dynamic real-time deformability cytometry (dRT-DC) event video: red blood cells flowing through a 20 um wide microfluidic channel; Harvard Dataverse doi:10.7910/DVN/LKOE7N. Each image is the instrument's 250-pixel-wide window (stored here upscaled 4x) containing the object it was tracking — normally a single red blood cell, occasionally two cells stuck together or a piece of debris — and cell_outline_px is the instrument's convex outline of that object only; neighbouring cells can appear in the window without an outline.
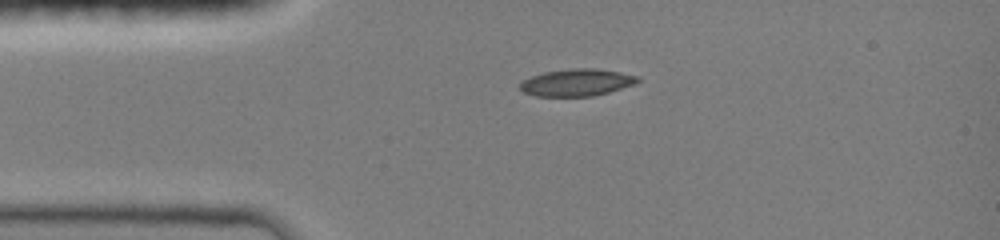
{"species": "common noctule bat (a hibernating species)", "species_latin": "Nyctalus noctula", "temperature_condition": "room temperature", "stored_images_in_passage": 2, "camera_frame_rate_fps": 3000, "um_per_image_px": 0.085, "animal": {"sex": "female", "body_mass_g": 19.0, "forearm_length_mm": 51.5}, "frame": {"image": 1, "passage_image": 1, "time_ms": 0.0, "image_size_px": [1000, 240], "cell_outline_px": [[640, 80], [632, 84], [608, 92], [592, 96], [536, 96], [524, 92], [520, 88], [520, 84], [524, 80], [532, 76], [544, 72], [576, 68], [596, 68], [620, 72], [640, 76]], "centroid_in_image_um": [49.03, 7.0], "position_along_channel_um": 36.0, "area_um2": 18.32}}